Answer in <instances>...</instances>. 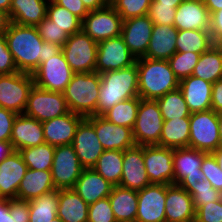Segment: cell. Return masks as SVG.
<instances>
[{
	"instance_id": "6da1fadb",
	"label": "cell",
	"mask_w": 222,
	"mask_h": 222,
	"mask_svg": "<svg viewBox=\"0 0 222 222\" xmlns=\"http://www.w3.org/2000/svg\"><path fill=\"white\" fill-rule=\"evenodd\" d=\"M4 36L17 70L32 74L40 65V57H43L44 52V41L36 26L11 22Z\"/></svg>"
},
{
	"instance_id": "7a4b0ae2",
	"label": "cell",
	"mask_w": 222,
	"mask_h": 222,
	"mask_svg": "<svg viewBox=\"0 0 222 222\" xmlns=\"http://www.w3.org/2000/svg\"><path fill=\"white\" fill-rule=\"evenodd\" d=\"M138 94L141 99L157 100L179 88V79L173 73L168 60L137 58Z\"/></svg>"
},
{
	"instance_id": "3957f363",
	"label": "cell",
	"mask_w": 222,
	"mask_h": 222,
	"mask_svg": "<svg viewBox=\"0 0 222 222\" xmlns=\"http://www.w3.org/2000/svg\"><path fill=\"white\" fill-rule=\"evenodd\" d=\"M101 85L96 115L102 116L120 101L138 97V69L136 63L120 70L100 74Z\"/></svg>"
},
{
	"instance_id": "277c9868",
	"label": "cell",
	"mask_w": 222,
	"mask_h": 222,
	"mask_svg": "<svg viewBox=\"0 0 222 222\" xmlns=\"http://www.w3.org/2000/svg\"><path fill=\"white\" fill-rule=\"evenodd\" d=\"M101 77L96 71L74 73L63 92L69 111L84 118L96 115Z\"/></svg>"
},
{
	"instance_id": "5b68a950",
	"label": "cell",
	"mask_w": 222,
	"mask_h": 222,
	"mask_svg": "<svg viewBox=\"0 0 222 222\" xmlns=\"http://www.w3.org/2000/svg\"><path fill=\"white\" fill-rule=\"evenodd\" d=\"M98 42L83 30L69 35L61 51L74 73L95 71Z\"/></svg>"
},
{
	"instance_id": "8992f818",
	"label": "cell",
	"mask_w": 222,
	"mask_h": 222,
	"mask_svg": "<svg viewBox=\"0 0 222 222\" xmlns=\"http://www.w3.org/2000/svg\"><path fill=\"white\" fill-rule=\"evenodd\" d=\"M163 123L157 101L141 99L135 124L132 128L135 144L140 146H159Z\"/></svg>"
},
{
	"instance_id": "52a82bcc",
	"label": "cell",
	"mask_w": 222,
	"mask_h": 222,
	"mask_svg": "<svg viewBox=\"0 0 222 222\" xmlns=\"http://www.w3.org/2000/svg\"><path fill=\"white\" fill-rule=\"evenodd\" d=\"M189 148L212 153L219 147L218 113L206 110L191 113Z\"/></svg>"
},
{
	"instance_id": "ba28073f",
	"label": "cell",
	"mask_w": 222,
	"mask_h": 222,
	"mask_svg": "<svg viewBox=\"0 0 222 222\" xmlns=\"http://www.w3.org/2000/svg\"><path fill=\"white\" fill-rule=\"evenodd\" d=\"M33 86L32 74L18 71L0 75V107L16 114L24 113Z\"/></svg>"
},
{
	"instance_id": "9c48e42d",
	"label": "cell",
	"mask_w": 222,
	"mask_h": 222,
	"mask_svg": "<svg viewBox=\"0 0 222 222\" xmlns=\"http://www.w3.org/2000/svg\"><path fill=\"white\" fill-rule=\"evenodd\" d=\"M69 112L64 94L42 89L34 84L24 114L45 122Z\"/></svg>"
},
{
	"instance_id": "30bf717a",
	"label": "cell",
	"mask_w": 222,
	"mask_h": 222,
	"mask_svg": "<svg viewBox=\"0 0 222 222\" xmlns=\"http://www.w3.org/2000/svg\"><path fill=\"white\" fill-rule=\"evenodd\" d=\"M74 72L62 51L40 64L32 73L34 84L53 92H64Z\"/></svg>"
},
{
	"instance_id": "8fae6325",
	"label": "cell",
	"mask_w": 222,
	"mask_h": 222,
	"mask_svg": "<svg viewBox=\"0 0 222 222\" xmlns=\"http://www.w3.org/2000/svg\"><path fill=\"white\" fill-rule=\"evenodd\" d=\"M83 169L72 144L55 147L51 167L55 189H72Z\"/></svg>"
},
{
	"instance_id": "7c38bea8",
	"label": "cell",
	"mask_w": 222,
	"mask_h": 222,
	"mask_svg": "<svg viewBox=\"0 0 222 222\" xmlns=\"http://www.w3.org/2000/svg\"><path fill=\"white\" fill-rule=\"evenodd\" d=\"M122 25L123 19L110 4L89 11L82 20V30L96 42L121 35Z\"/></svg>"
},
{
	"instance_id": "4fadbf2b",
	"label": "cell",
	"mask_w": 222,
	"mask_h": 222,
	"mask_svg": "<svg viewBox=\"0 0 222 222\" xmlns=\"http://www.w3.org/2000/svg\"><path fill=\"white\" fill-rule=\"evenodd\" d=\"M121 35L98 42L95 71L102 74L120 70L136 63Z\"/></svg>"
},
{
	"instance_id": "5bb4252c",
	"label": "cell",
	"mask_w": 222,
	"mask_h": 222,
	"mask_svg": "<svg viewBox=\"0 0 222 222\" xmlns=\"http://www.w3.org/2000/svg\"><path fill=\"white\" fill-rule=\"evenodd\" d=\"M174 149L158 145L143 146V158L147 176L151 183L173 184Z\"/></svg>"
},
{
	"instance_id": "9a60e30c",
	"label": "cell",
	"mask_w": 222,
	"mask_h": 222,
	"mask_svg": "<svg viewBox=\"0 0 222 222\" xmlns=\"http://www.w3.org/2000/svg\"><path fill=\"white\" fill-rule=\"evenodd\" d=\"M166 184L151 183L138 190V207L135 222H166Z\"/></svg>"
},
{
	"instance_id": "2e32d148",
	"label": "cell",
	"mask_w": 222,
	"mask_h": 222,
	"mask_svg": "<svg viewBox=\"0 0 222 222\" xmlns=\"http://www.w3.org/2000/svg\"><path fill=\"white\" fill-rule=\"evenodd\" d=\"M86 119L94 126L104 150L124 151L136 145L131 128L115 125L103 116L92 115L86 117Z\"/></svg>"
},
{
	"instance_id": "e0dca14e",
	"label": "cell",
	"mask_w": 222,
	"mask_h": 222,
	"mask_svg": "<svg viewBox=\"0 0 222 222\" xmlns=\"http://www.w3.org/2000/svg\"><path fill=\"white\" fill-rule=\"evenodd\" d=\"M72 145L84 169L93 168L104 152L94 126L86 118L77 126Z\"/></svg>"
},
{
	"instance_id": "ac0fdd59",
	"label": "cell",
	"mask_w": 222,
	"mask_h": 222,
	"mask_svg": "<svg viewBox=\"0 0 222 222\" xmlns=\"http://www.w3.org/2000/svg\"><path fill=\"white\" fill-rule=\"evenodd\" d=\"M153 25L148 15L123 20L121 36L136 59L146 55Z\"/></svg>"
},
{
	"instance_id": "d6986e66",
	"label": "cell",
	"mask_w": 222,
	"mask_h": 222,
	"mask_svg": "<svg viewBox=\"0 0 222 222\" xmlns=\"http://www.w3.org/2000/svg\"><path fill=\"white\" fill-rule=\"evenodd\" d=\"M122 167L120 187L138 191L151 184L145 169L143 146L135 145L124 150Z\"/></svg>"
},
{
	"instance_id": "ffe728a7",
	"label": "cell",
	"mask_w": 222,
	"mask_h": 222,
	"mask_svg": "<svg viewBox=\"0 0 222 222\" xmlns=\"http://www.w3.org/2000/svg\"><path fill=\"white\" fill-rule=\"evenodd\" d=\"M27 169V165L17 150L0 162V198L9 200L17 198V190Z\"/></svg>"
},
{
	"instance_id": "44dd1931",
	"label": "cell",
	"mask_w": 222,
	"mask_h": 222,
	"mask_svg": "<svg viewBox=\"0 0 222 222\" xmlns=\"http://www.w3.org/2000/svg\"><path fill=\"white\" fill-rule=\"evenodd\" d=\"M166 222H194L195 208L192 196L179 185H166Z\"/></svg>"
},
{
	"instance_id": "7402d4cb",
	"label": "cell",
	"mask_w": 222,
	"mask_h": 222,
	"mask_svg": "<svg viewBox=\"0 0 222 222\" xmlns=\"http://www.w3.org/2000/svg\"><path fill=\"white\" fill-rule=\"evenodd\" d=\"M83 116L69 111L65 115L42 122L45 143L54 147L73 143L75 132Z\"/></svg>"
},
{
	"instance_id": "603a6c76",
	"label": "cell",
	"mask_w": 222,
	"mask_h": 222,
	"mask_svg": "<svg viewBox=\"0 0 222 222\" xmlns=\"http://www.w3.org/2000/svg\"><path fill=\"white\" fill-rule=\"evenodd\" d=\"M10 143L17 151L45 143L42 122L24 113L18 114L13 123Z\"/></svg>"
},
{
	"instance_id": "cb8c5ba5",
	"label": "cell",
	"mask_w": 222,
	"mask_h": 222,
	"mask_svg": "<svg viewBox=\"0 0 222 222\" xmlns=\"http://www.w3.org/2000/svg\"><path fill=\"white\" fill-rule=\"evenodd\" d=\"M177 30H210V14L203 1L184 0L175 12Z\"/></svg>"
},
{
	"instance_id": "d4e9b609",
	"label": "cell",
	"mask_w": 222,
	"mask_h": 222,
	"mask_svg": "<svg viewBox=\"0 0 222 222\" xmlns=\"http://www.w3.org/2000/svg\"><path fill=\"white\" fill-rule=\"evenodd\" d=\"M213 84L193 75L180 80L179 89L191 113L211 109Z\"/></svg>"
},
{
	"instance_id": "484cf974",
	"label": "cell",
	"mask_w": 222,
	"mask_h": 222,
	"mask_svg": "<svg viewBox=\"0 0 222 222\" xmlns=\"http://www.w3.org/2000/svg\"><path fill=\"white\" fill-rule=\"evenodd\" d=\"M113 186L93 168H90L83 169L72 189L90 205L102 198L108 197Z\"/></svg>"
},
{
	"instance_id": "4316f807",
	"label": "cell",
	"mask_w": 222,
	"mask_h": 222,
	"mask_svg": "<svg viewBox=\"0 0 222 222\" xmlns=\"http://www.w3.org/2000/svg\"><path fill=\"white\" fill-rule=\"evenodd\" d=\"M177 35L178 30L174 26L154 24L144 57L151 60H168L177 51Z\"/></svg>"
},
{
	"instance_id": "83f0119b",
	"label": "cell",
	"mask_w": 222,
	"mask_h": 222,
	"mask_svg": "<svg viewBox=\"0 0 222 222\" xmlns=\"http://www.w3.org/2000/svg\"><path fill=\"white\" fill-rule=\"evenodd\" d=\"M53 190L51 170L27 169L17 190V199L30 201Z\"/></svg>"
},
{
	"instance_id": "f1b7e54d",
	"label": "cell",
	"mask_w": 222,
	"mask_h": 222,
	"mask_svg": "<svg viewBox=\"0 0 222 222\" xmlns=\"http://www.w3.org/2000/svg\"><path fill=\"white\" fill-rule=\"evenodd\" d=\"M48 3L44 0H12L9 10L11 22L23 26H37L46 18Z\"/></svg>"
},
{
	"instance_id": "f546056e",
	"label": "cell",
	"mask_w": 222,
	"mask_h": 222,
	"mask_svg": "<svg viewBox=\"0 0 222 222\" xmlns=\"http://www.w3.org/2000/svg\"><path fill=\"white\" fill-rule=\"evenodd\" d=\"M207 154L189 147L174 149L173 184L178 185L186 176L201 175V164Z\"/></svg>"
},
{
	"instance_id": "4dcf8cb0",
	"label": "cell",
	"mask_w": 222,
	"mask_h": 222,
	"mask_svg": "<svg viewBox=\"0 0 222 222\" xmlns=\"http://www.w3.org/2000/svg\"><path fill=\"white\" fill-rule=\"evenodd\" d=\"M117 222H135L138 207V191L113 186L108 196Z\"/></svg>"
},
{
	"instance_id": "1f68e13d",
	"label": "cell",
	"mask_w": 222,
	"mask_h": 222,
	"mask_svg": "<svg viewBox=\"0 0 222 222\" xmlns=\"http://www.w3.org/2000/svg\"><path fill=\"white\" fill-rule=\"evenodd\" d=\"M89 205L73 190H58L57 217L63 222H87Z\"/></svg>"
},
{
	"instance_id": "d6a6232c",
	"label": "cell",
	"mask_w": 222,
	"mask_h": 222,
	"mask_svg": "<svg viewBox=\"0 0 222 222\" xmlns=\"http://www.w3.org/2000/svg\"><path fill=\"white\" fill-rule=\"evenodd\" d=\"M192 75L212 84L222 79V46L219 43L200 55Z\"/></svg>"
},
{
	"instance_id": "836d02e7",
	"label": "cell",
	"mask_w": 222,
	"mask_h": 222,
	"mask_svg": "<svg viewBox=\"0 0 222 222\" xmlns=\"http://www.w3.org/2000/svg\"><path fill=\"white\" fill-rule=\"evenodd\" d=\"M189 117L164 120L159 146L167 148L189 147Z\"/></svg>"
},
{
	"instance_id": "e575fe53",
	"label": "cell",
	"mask_w": 222,
	"mask_h": 222,
	"mask_svg": "<svg viewBox=\"0 0 222 222\" xmlns=\"http://www.w3.org/2000/svg\"><path fill=\"white\" fill-rule=\"evenodd\" d=\"M215 42L208 30H178L176 39L177 52H194L202 54Z\"/></svg>"
},
{
	"instance_id": "d590c367",
	"label": "cell",
	"mask_w": 222,
	"mask_h": 222,
	"mask_svg": "<svg viewBox=\"0 0 222 222\" xmlns=\"http://www.w3.org/2000/svg\"><path fill=\"white\" fill-rule=\"evenodd\" d=\"M29 203V222H51L57 217L58 189L34 198Z\"/></svg>"
},
{
	"instance_id": "8d00e7d4",
	"label": "cell",
	"mask_w": 222,
	"mask_h": 222,
	"mask_svg": "<svg viewBox=\"0 0 222 222\" xmlns=\"http://www.w3.org/2000/svg\"><path fill=\"white\" fill-rule=\"evenodd\" d=\"M123 151L104 150L93 169L114 186L120 184L123 172Z\"/></svg>"
},
{
	"instance_id": "74e56055",
	"label": "cell",
	"mask_w": 222,
	"mask_h": 222,
	"mask_svg": "<svg viewBox=\"0 0 222 222\" xmlns=\"http://www.w3.org/2000/svg\"><path fill=\"white\" fill-rule=\"evenodd\" d=\"M141 98L133 97L120 101L105 112L102 116L115 125L133 128Z\"/></svg>"
},
{
	"instance_id": "f35d334b",
	"label": "cell",
	"mask_w": 222,
	"mask_h": 222,
	"mask_svg": "<svg viewBox=\"0 0 222 222\" xmlns=\"http://www.w3.org/2000/svg\"><path fill=\"white\" fill-rule=\"evenodd\" d=\"M161 115L164 120L190 117L191 112L179 88L168 92L157 100Z\"/></svg>"
},
{
	"instance_id": "ab89813d",
	"label": "cell",
	"mask_w": 222,
	"mask_h": 222,
	"mask_svg": "<svg viewBox=\"0 0 222 222\" xmlns=\"http://www.w3.org/2000/svg\"><path fill=\"white\" fill-rule=\"evenodd\" d=\"M55 147L43 143L38 146L19 150L28 169L51 170Z\"/></svg>"
},
{
	"instance_id": "60d3db41",
	"label": "cell",
	"mask_w": 222,
	"mask_h": 222,
	"mask_svg": "<svg viewBox=\"0 0 222 222\" xmlns=\"http://www.w3.org/2000/svg\"><path fill=\"white\" fill-rule=\"evenodd\" d=\"M46 17L55 22L58 27L64 29L69 35L82 30V20L56 3L48 4Z\"/></svg>"
},
{
	"instance_id": "b9f144b4",
	"label": "cell",
	"mask_w": 222,
	"mask_h": 222,
	"mask_svg": "<svg viewBox=\"0 0 222 222\" xmlns=\"http://www.w3.org/2000/svg\"><path fill=\"white\" fill-rule=\"evenodd\" d=\"M0 222H29L28 201L0 198Z\"/></svg>"
},
{
	"instance_id": "7bdbcfd3",
	"label": "cell",
	"mask_w": 222,
	"mask_h": 222,
	"mask_svg": "<svg viewBox=\"0 0 222 222\" xmlns=\"http://www.w3.org/2000/svg\"><path fill=\"white\" fill-rule=\"evenodd\" d=\"M201 54L194 52H175L168 62L175 76L180 80L192 75Z\"/></svg>"
},
{
	"instance_id": "ee69618b",
	"label": "cell",
	"mask_w": 222,
	"mask_h": 222,
	"mask_svg": "<svg viewBox=\"0 0 222 222\" xmlns=\"http://www.w3.org/2000/svg\"><path fill=\"white\" fill-rule=\"evenodd\" d=\"M152 0H109L123 20L148 14Z\"/></svg>"
},
{
	"instance_id": "f6af8a7d",
	"label": "cell",
	"mask_w": 222,
	"mask_h": 222,
	"mask_svg": "<svg viewBox=\"0 0 222 222\" xmlns=\"http://www.w3.org/2000/svg\"><path fill=\"white\" fill-rule=\"evenodd\" d=\"M180 187L185 189L192 196L195 211L204 204L219 201L222 198V193L214 189L212 184L206 179L200 186Z\"/></svg>"
},
{
	"instance_id": "bcb514c9",
	"label": "cell",
	"mask_w": 222,
	"mask_h": 222,
	"mask_svg": "<svg viewBox=\"0 0 222 222\" xmlns=\"http://www.w3.org/2000/svg\"><path fill=\"white\" fill-rule=\"evenodd\" d=\"M36 28L44 42L57 44L62 47L69 38V34L64 29L55 25V22H52L47 17Z\"/></svg>"
},
{
	"instance_id": "7dc6e473",
	"label": "cell",
	"mask_w": 222,
	"mask_h": 222,
	"mask_svg": "<svg viewBox=\"0 0 222 222\" xmlns=\"http://www.w3.org/2000/svg\"><path fill=\"white\" fill-rule=\"evenodd\" d=\"M177 7L178 6L161 5L159 2L152 0L147 15L153 24H166L169 26H174L175 12Z\"/></svg>"
},
{
	"instance_id": "c3c4849f",
	"label": "cell",
	"mask_w": 222,
	"mask_h": 222,
	"mask_svg": "<svg viewBox=\"0 0 222 222\" xmlns=\"http://www.w3.org/2000/svg\"><path fill=\"white\" fill-rule=\"evenodd\" d=\"M87 222H117L110 205L109 197L89 205Z\"/></svg>"
},
{
	"instance_id": "681fc988",
	"label": "cell",
	"mask_w": 222,
	"mask_h": 222,
	"mask_svg": "<svg viewBox=\"0 0 222 222\" xmlns=\"http://www.w3.org/2000/svg\"><path fill=\"white\" fill-rule=\"evenodd\" d=\"M201 171L205 175V179L212 184V187L222 193V168L211 153L203 158Z\"/></svg>"
},
{
	"instance_id": "f907efd6",
	"label": "cell",
	"mask_w": 222,
	"mask_h": 222,
	"mask_svg": "<svg viewBox=\"0 0 222 222\" xmlns=\"http://www.w3.org/2000/svg\"><path fill=\"white\" fill-rule=\"evenodd\" d=\"M194 222H222V198L199 207Z\"/></svg>"
},
{
	"instance_id": "816d5d0a",
	"label": "cell",
	"mask_w": 222,
	"mask_h": 222,
	"mask_svg": "<svg viewBox=\"0 0 222 222\" xmlns=\"http://www.w3.org/2000/svg\"><path fill=\"white\" fill-rule=\"evenodd\" d=\"M18 72L4 35H0V75Z\"/></svg>"
},
{
	"instance_id": "f5cc1de1",
	"label": "cell",
	"mask_w": 222,
	"mask_h": 222,
	"mask_svg": "<svg viewBox=\"0 0 222 222\" xmlns=\"http://www.w3.org/2000/svg\"><path fill=\"white\" fill-rule=\"evenodd\" d=\"M18 114L0 107V141L10 142L13 123Z\"/></svg>"
},
{
	"instance_id": "db71d44e",
	"label": "cell",
	"mask_w": 222,
	"mask_h": 222,
	"mask_svg": "<svg viewBox=\"0 0 222 222\" xmlns=\"http://www.w3.org/2000/svg\"><path fill=\"white\" fill-rule=\"evenodd\" d=\"M55 3L65 7L81 20H83L89 12L82 0H57Z\"/></svg>"
},
{
	"instance_id": "11a10c76",
	"label": "cell",
	"mask_w": 222,
	"mask_h": 222,
	"mask_svg": "<svg viewBox=\"0 0 222 222\" xmlns=\"http://www.w3.org/2000/svg\"><path fill=\"white\" fill-rule=\"evenodd\" d=\"M209 31L215 43L222 41V9L210 14Z\"/></svg>"
},
{
	"instance_id": "9f6ffc18",
	"label": "cell",
	"mask_w": 222,
	"mask_h": 222,
	"mask_svg": "<svg viewBox=\"0 0 222 222\" xmlns=\"http://www.w3.org/2000/svg\"><path fill=\"white\" fill-rule=\"evenodd\" d=\"M211 109L215 112H222V79L213 83Z\"/></svg>"
},
{
	"instance_id": "6f0895ef",
	"label": "cell",
	"mask_w": 222,
	"mask_h": 222,
	"mask_svg": "<svg viewBox=\"0 0 222 222\" xmlns=\"http://www.w3.org/2000/svg\"><path fill=\"white\" fill-rule=\"evenodd\" d=\"M61 46L53 43L44 42V52L43 57H40V64L50 59L52 56L56 55L61 51Z\"/></svg>"
},
{
	"instance_id": "680465c9",
	"label": "cell",
	"mask_w": 222,
	"mask_h": 222,
	"mask_svg": "<svg viewBox=\"0 0 222 222\" xmlns=\"http://www.w3.org/2000/svg\"><path fill=\"white\" fill-rule=\"evenodd\" d=\"M205 180V175L201 171V175L186 176L178 185L179 186H200Z\"/></svg>"
},
{
	"instance_id": "91938a15",
	"label": "cell",
	"mask_w": 222,
	"mask_h": 222,
	"mask_svg": "<svg viewBox=\"0 0 222 222\" xmlns=\"http://www.w3.org/2000/svg\"><path fill=\"white\" fill-rule=\"evenodd\" d=\"M82 2L89 11L102 9L109 4V0H82Z\"/></svg>"
},
{
	"instance_id": "94428289",
	"label": "cell",
	"mask_w": 222,
	"mask_h": 222,
	"mask_svg": "<svg viewBox=\"0 0 222 222\" xmlns=\"http://www.w3.org/2000/svg\"><path fill=\"white\" fill-rule=\"evenodd\" d=\"M11 24L9 13L0 9V35H4Z\"/></svg>"
},
{
	"instance_id": "6125c7cd",
	"label": "cell",
	"mask_w": 222,
	"mask_h": 222,
	"mask_svg": "<svg viewBox=\"0 0 222 222\" xmlns=\"http://www.w3.org/2000/svg\"><path fill=\"white\" fill-rule=\"evenodd\" d=\"M13 151L14 149L10 142L0 141V162Z\"/></svg>"
},
{
	"instance_id": "be15d7a7",
	"label": "cell",
	"mask_w": 222,
	"mask_h": 222,
	"mask_svg": "<svg viewBox=\"0 0 222 222\" xmlns=\"http://www.w3.org/2000/svg\"><path fill=\"white\" fill-rule=\"evenodd\" d=\"M204 5L207 7L209 14L222 9V0H205Z\"/></svg>"
},
{
	"instance_id": "e7e4bbea",
	"label": "cell",
	"mask_w": 222,
	"mask_h": 222,
	"mask_svg": "<svg viewBox=\"0 0 222 222\" xmlns=\"http://www.w3.org/2000/svg\"><path fill=\"white\" fill-rule=\"evenodd\" d=\"M211 154L216 159L217 164L222 168V147H218Z\"/></svg>"
},
{
	"instance_id": "03108f58",
	"label": "cell",
	"mask_w": 222,
	"mask_h": 222,
	"mask_svg": "<svg viewBox=\"0 0 222 222\" xmlns=\"http://www.w3.org/2000/svg\"><path fill=\"white\" fill-rule=\"evenodd\" d=\"M159 2L161 5L166 6H179L184 0H155Z\"/></svg>"
},
{
	"instance_id": "003e7915",
	"label": "cell",
	"mask_w": 222,
	"mask_h": 222,
	"mask_svg": "<svg viewBox=\"0 0 222 222\" xmlns=\"http://www.w3.org/2000/svg\"><path fill=\"white\" fill-rule=\"evenodd\" d=\"M219 147H222V112L218 113Z\"/></svg>"
},
{
	"instance_id": "a7ac6f4b",
	"label": "cell",
	"mask_w": 222,
	"mask_h": 222,
	"mask_svg": "<svg viewBox=\"0 0 222 222\" xmlns=\"http://www.w3.org/2000/svg\"><path fill=\"white\" fill-rule=\"evenodd\" d=\"M12 0H0V9L9 13Z\"/></svg>"
},
{
	"instance_id": "89a4df30",
	"label": "cell",
	"mask_w": 222,
	"mask_h": 222,
	"mask_svg": "<svg viewBox=\"0 0 222 222\" xmlns=\"http://www.w3.org/2000/svg\"><path fill=\"white\" fill-rule=\"evenodd\" d=\"M51 222H63L59 217H56L55 219L51 220Z\"/></svg>"
},
{
	"instance_id": "2644e50d",
	"label": "cell",
	"mask_w": 222,
	"mask_h": 222,
	"mask_svg": "<svg viewBox=\"0 0 222 222\" xmlns=\"http://www.w3.org/2000/svg\"><path fill=\"white\" fill-rule=\"evenodd\" d=\"M44 1L50 4V3H55L57 0H44Z\"/></svg>"
}]
</instances>
